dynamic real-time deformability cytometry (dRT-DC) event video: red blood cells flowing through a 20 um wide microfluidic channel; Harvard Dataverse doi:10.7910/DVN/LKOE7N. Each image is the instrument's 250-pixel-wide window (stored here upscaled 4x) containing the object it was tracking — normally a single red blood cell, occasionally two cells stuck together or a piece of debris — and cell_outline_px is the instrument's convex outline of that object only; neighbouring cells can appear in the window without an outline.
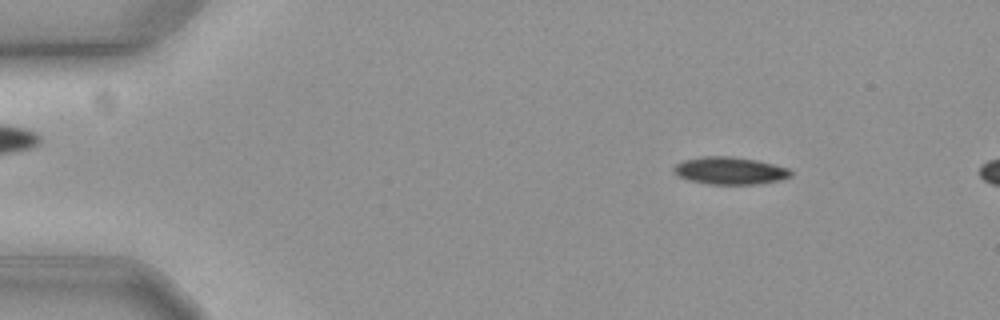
{"species": "common noctule bat (a hibernating species)", "species_latin": "Nyctalus noctula", "temperature_condition": "cold", "stored_images_in_passage": 13, "camera_frame_rate_fps": 3000, "um_per_image_px": 0.085, "animal": {"sex": "female", "body_mass_g": 19.3, "forearm_length_mm": 54.1}, "frame": {"image": 1, "passage_image": 8, "time_ms": 2.333, "image_size_px": [1000, 320], "cell_outline_px": [[792, 176], [780, 180], [756, 184], [708, 184], [688, 180], [680, 176], [672, 168], [676, 164], [684, 160], [700, 156], [728, 156], [756, 160], [788, 168], [792, 172]], "centroid_in_image_um": [62.04, 14.51], "position_along_channel_um": 23.0, "area_um2": 18.55}}